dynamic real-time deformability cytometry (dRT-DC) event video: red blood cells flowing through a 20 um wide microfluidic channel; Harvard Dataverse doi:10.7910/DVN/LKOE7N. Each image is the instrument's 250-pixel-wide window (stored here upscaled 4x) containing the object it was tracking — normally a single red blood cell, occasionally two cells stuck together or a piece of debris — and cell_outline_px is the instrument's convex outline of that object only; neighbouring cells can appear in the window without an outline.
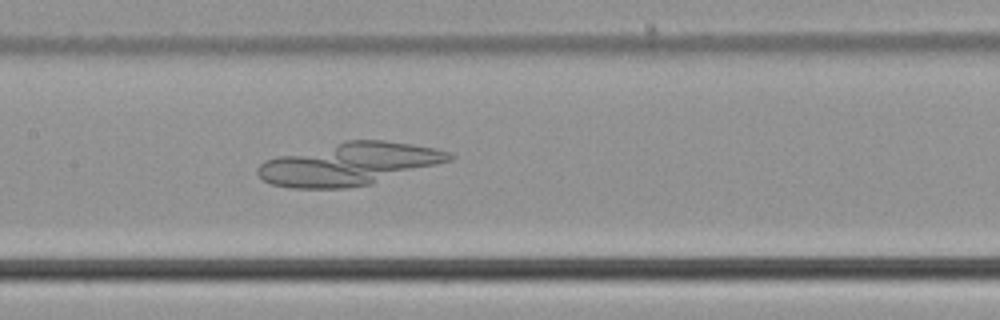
{"species": "common noctule bat (a hibernating species)", "species_latin": "Nyctalus noctula", "temperature_condition": "cold", "stored_images_in_passage": 46, "segment_of_instrument_passage": [1, 2], "camera_frame_rate_fps": 3000, "um_per_image_px": 0.085, "animal": {"sex": "male", "body_mass_g": 21.5, "forearm_length_mm": 52.0}, "frame": {"image": 1, "passage_image": 17, "time_ms": 5.333, "image_size_px": [1000, 320], "cell_outline_px": [[456, 156], [452, 160], [372, 184], [348, 188], [288, 188], [272, 184], [264, 180], [256, 172], [256, 168], [264, 160], [276, 156], [348, 140], [384, 140], [412, 144], [436, 148], [448, 152]], "centroid_in_image_um": [29.68, 13.95], "position_along_channel_um": 177.7, "area_um2": 47.4}}
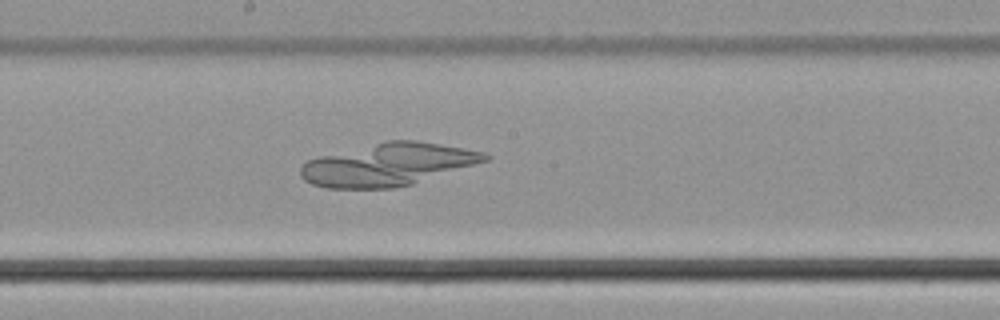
{"frame": {"image": 2, "passage_image": 20, "time_ms": 6.333, "image_size_px": [1000, 320], "cell_outline_px": [[492, 156], [488, 160], [412, 184], [392, 188], [324, 188], [312, 184], [304, 180], [300, 176], [300, 164], [308, 160], [320, 156], [388, 140], [416, 140], [440, 144], [484, 152]], "centroid_in_image_um": [32.95, 13.99], "position_along_channel_um": 215.3, "area_um2": 45.37}}
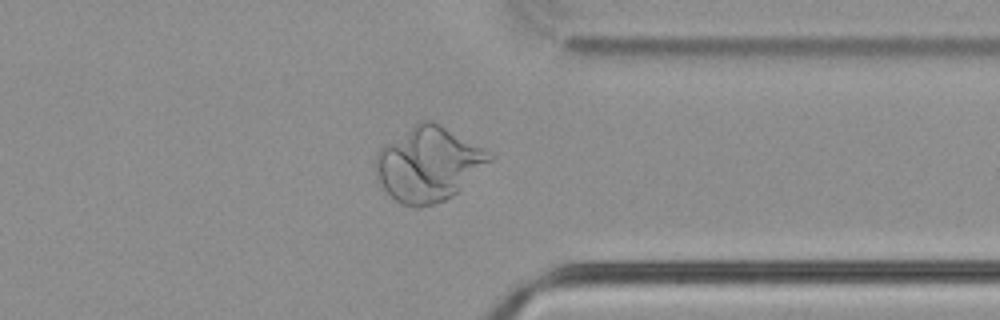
{"frame": {"image": 3, "passage_image": 33, "time_ms": 10.667, "image_size_px": [1000, 320], "cell_outline_px": [[496, 156], [492, 160], [452, 196], [444, 200], [420, 208], [416, 208], [400, 204], [376, 180], [372, 164], [380, 148], [384, 144], [420, 120], [432, 120]], "centroid_in_image_um": [36.35, 13.96], "position_along_channel_um": 375.1, "area_um2": 49.13}}